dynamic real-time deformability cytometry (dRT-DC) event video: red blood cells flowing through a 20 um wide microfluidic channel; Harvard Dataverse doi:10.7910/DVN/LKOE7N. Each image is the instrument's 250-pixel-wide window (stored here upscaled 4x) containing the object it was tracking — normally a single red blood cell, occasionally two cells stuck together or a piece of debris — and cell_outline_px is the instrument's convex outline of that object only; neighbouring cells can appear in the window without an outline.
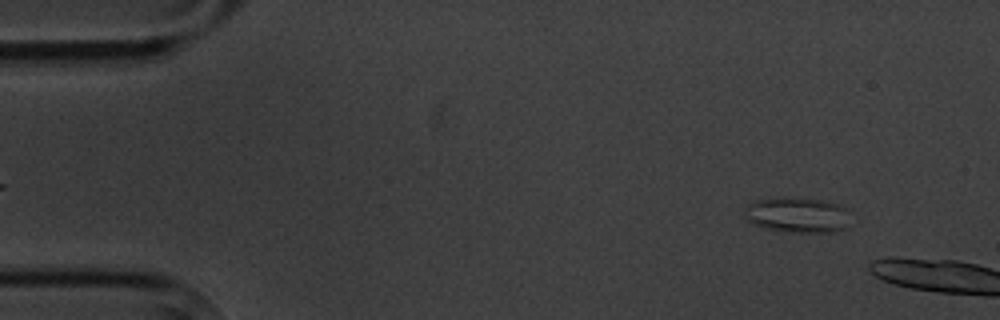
{"species": "common noctule bat (a hibernating species)", "species_latin": "Nyctalus noctula", "temperature_condition": "cold", "stored_images_in_passage": 2, "camera_frame_rate_fps": 3000, "um_per_image_px": 0.085, "animal": {"sex": "male", "body_mass_g": 20.1, "forearm_length_mm": 53.5}, "frame": {"image": 1, "passage_image": 1, "time_ms": 0.0, "image_size_px": [1000, 320], "cell_outline_px": [[848, 208], [844, 228], [832, 232], [796, 232], [768, 228], [752, 224], [744, 216], [744, 208], [752, 200], [780, 196], [820, 200], [836, 204]], "centroid_in_image_um": [67.68, 18.24], "position_along_channel_um": 17.3, "area_um2": 21.68}}